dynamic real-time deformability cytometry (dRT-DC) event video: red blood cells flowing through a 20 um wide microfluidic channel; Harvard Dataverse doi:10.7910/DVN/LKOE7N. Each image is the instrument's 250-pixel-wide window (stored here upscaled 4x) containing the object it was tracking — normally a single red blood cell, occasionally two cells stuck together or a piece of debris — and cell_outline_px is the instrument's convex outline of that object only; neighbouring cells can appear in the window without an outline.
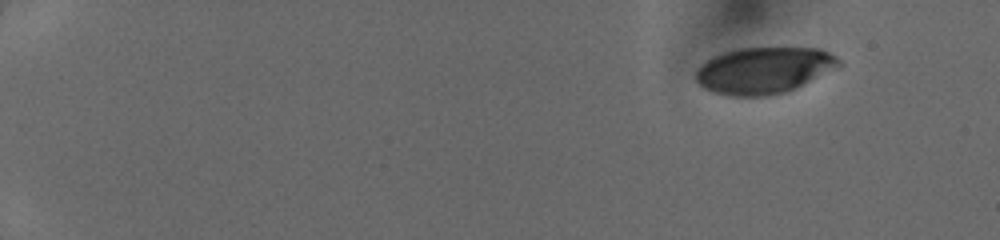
{"species": "human", "species_latin": "Homo sapiens", "temperature_condition": "cold", "stored_images_in_passage": 41, "camera_frame_rate_fps": 3000, "um_per_image_px": 0.085, "donor": {"sex": "female"}, "frame": {"image": 1, "passage_image": 1, "time_ms": 0.0, "image_size_px": [1000, 240], "cell_outline_px": [[844, 64], [796, 88], [784, 92], [768, 96], [728, 96], [712, 92], [704, 88], [696, 80], [696, 68], [708, 60], [724, 52], [740, 48], [820, 48], [836, 56]], "centroid_in_image_um": [64.94, 5.98], "position_along_channel_um": 20.1, "area_um2": 38.67}}
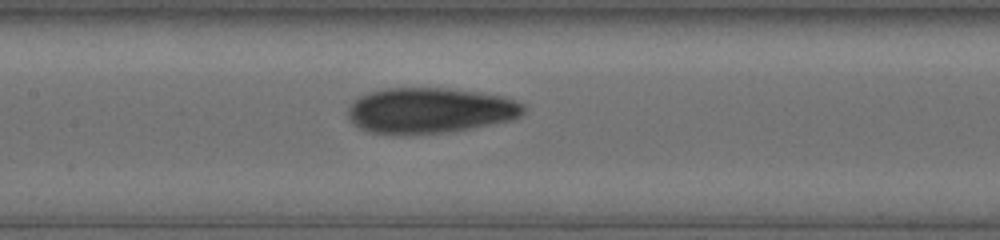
{"frame": {"image": 2, "passage_image": 20, "time_ms": 7.333, "image_size_px": [1000, 240], "cell_outline_px": [[524, 112], [520, 116], [512, 120], [468, 128], [444, 132], [372, 132], [360, 128], [348, 116], [348, 108], [352, 100], [360, 96], [372, 92], [388, 88], [444, 88], [480, 92], [504, 96], [516, 100], [524, 104]], "centroid_in_image_um": [36.59, 9.35], "position_along_channel_um": 170.8, "area_um2": 45.66}}
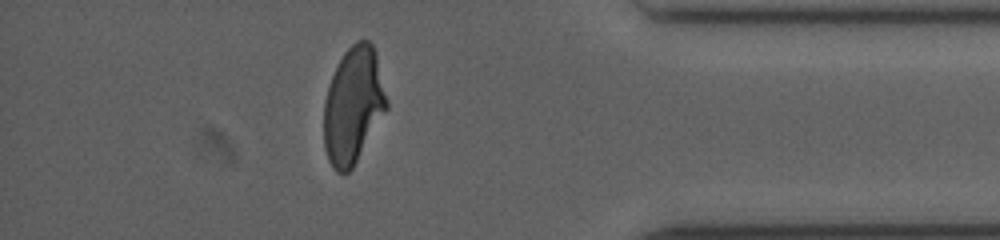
{"frame": {"image": 3, "passage_image": 36, "time_ms": 13.333, "image_size_px": [1000, 240], "cell_outline_px": [[388, 108], [352, 168], [348, 172], [336, 172], [332, 168], [328, 160], [324, 148], [324, 100], [332, 76], [344, 52], [356, 40], [368, 40], [372, 44], [376, 52], [388, 100]], "centroid_in_image_um": [30.03, 8.95], "position_along_channel_um": 405.2, "area_um2": 42.54}}